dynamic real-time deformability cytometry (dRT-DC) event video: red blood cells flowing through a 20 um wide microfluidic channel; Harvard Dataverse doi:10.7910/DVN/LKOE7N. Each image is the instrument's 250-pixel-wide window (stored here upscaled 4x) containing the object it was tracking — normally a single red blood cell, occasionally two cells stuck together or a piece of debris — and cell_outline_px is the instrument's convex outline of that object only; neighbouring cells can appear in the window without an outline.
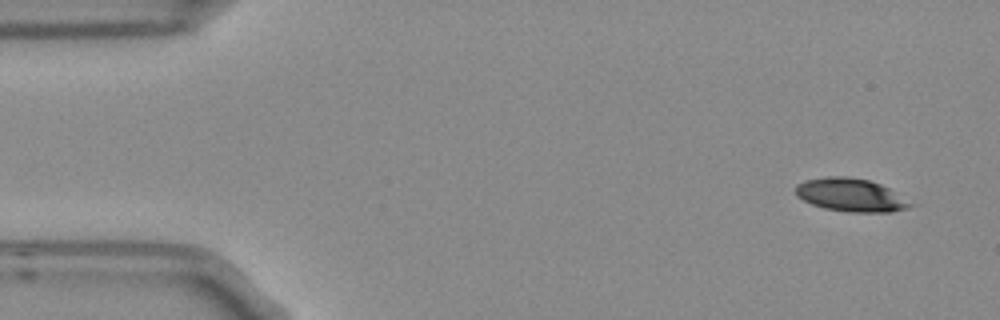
{"species": "Egyptian fruit bat (a non-hibernating species)", "species_latin": "Rousettus aegyptiacus", "temperature_condition": "room temperature", "stored_images_in_passage": 7, "camera_frame_rate_fps": 3000, "um_per_image_px": 0.085, "frame": {"image": 1, "passage_image": 1, "time_ms": 0.0, "image_size_px": [1000, 320], "cell_outline_px": [[920, 204], [908, 208], [888, 212], [848, 212], [824, 208], [812, 204], [796, 196], [796, 184], [804, 180], [828, 176], [848, 176], [868, 180], [880, 184]], "centroid_in_image_um": [72.37, 16.58], "position_along_channel_um": 12.6, "area_um2": 22.48}}
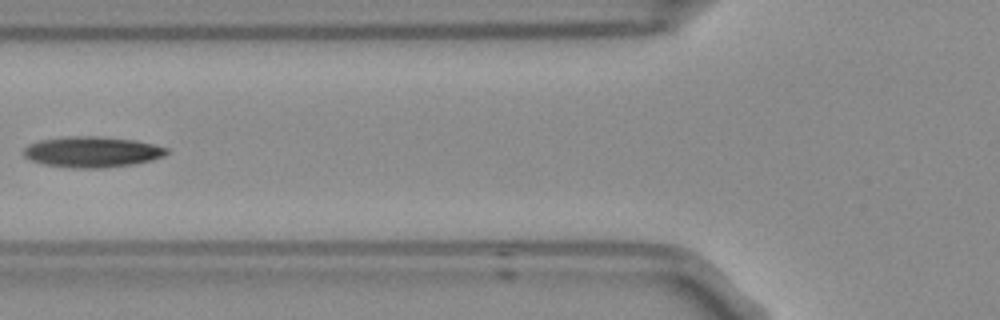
{"frame": {"image": 2, "passage_image": 6, "time_ms": 1.667, "image_size_px": [1000, 320], "cell_outline_px": [[168, 152], [164, 156], [148, 160], [128, 164], [100, 168], [72, 168], [44, 164], [32, 160], [24, 156], [24, 148], [28, 144], [40, 140], [64, 136], [100, 136], [136, 140], [168, 148]], "centroid_in_image_um": [7.79, 12.89], "position_along_channel_um": 118.0, "area_um2": 25.43}}